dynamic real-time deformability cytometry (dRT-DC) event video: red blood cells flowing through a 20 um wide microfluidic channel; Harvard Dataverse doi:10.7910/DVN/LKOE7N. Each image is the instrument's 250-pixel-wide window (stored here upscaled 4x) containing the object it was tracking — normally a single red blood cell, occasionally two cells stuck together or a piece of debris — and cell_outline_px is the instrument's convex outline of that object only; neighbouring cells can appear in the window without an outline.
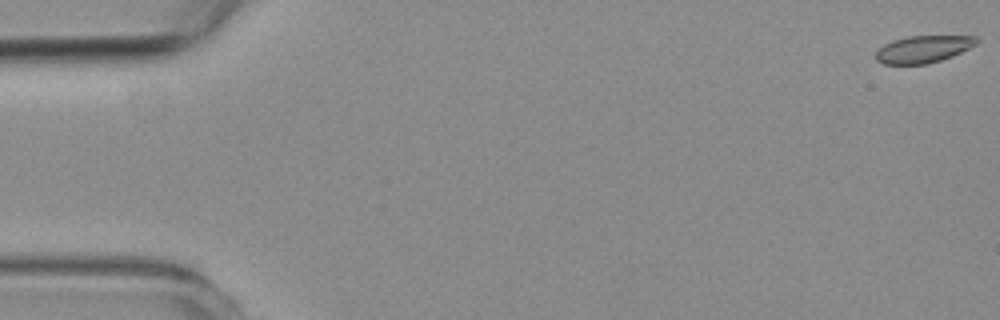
{"species": "common noctule bat (a hibernating species)", "species_latin": "Nyctalus noctula", "temperature_condition": "room temperature", "stored_images_in_passage": 4, "camera_frame_rate_fps": 3000, "um_per_image_px": 0.085, "animal": {"sex": "female", "body_mass_g": 19.3, "forearm_length_mm": 54.1}, "frame": {"image": 1, "passage_image": 1, "time_ms": 0.0, "image_size_px": [1000, 320], "cell_outline_px": [[980, 40], [976, 44], [952, 56], [928, 64], [884, 64], [876, 60], [876, 52], [884, 44], [892, 40], [908, 36], [976, 36]], "centroid_in_image_um": [78.47, 4.17], "position_along_channel_um": 6.5, "area_um2": 15.84}}